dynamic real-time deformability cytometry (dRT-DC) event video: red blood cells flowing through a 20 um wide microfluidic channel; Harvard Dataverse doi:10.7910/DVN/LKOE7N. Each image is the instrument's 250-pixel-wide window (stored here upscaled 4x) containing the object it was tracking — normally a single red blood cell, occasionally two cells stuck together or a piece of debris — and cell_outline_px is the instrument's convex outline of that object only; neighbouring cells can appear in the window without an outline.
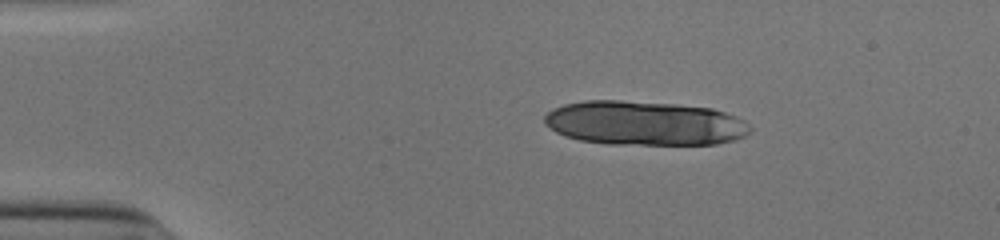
{"species": "human", "species_latin": "Homo sapiens", "temperature_condition": "cold", "stored_images_in_passage": 9, "camera_frame_rate_fps": 3000, "um_per_image_px": 0.085, "donor": {"sex": "male"}, "frame": {"image": 1, "passage_image": 1, "time_ms": 0.0, "image_size_px": [1000, 240], "cell_outline_px": [[752, 128], [744, 136], [736, 140], [716, 144], [608, 144], [580, 140], [564, 136], [556, 132], [544, 124], [544, 116], [552, 108], [564, 104], [584, 100], [620, 100], [672, 104], [712, 108], [736, 116], [744, 120]], "centroid_in_image_um": [54.76, 10.47], "position_along_channel_um": 30.2, "area_um2": 53.23}}